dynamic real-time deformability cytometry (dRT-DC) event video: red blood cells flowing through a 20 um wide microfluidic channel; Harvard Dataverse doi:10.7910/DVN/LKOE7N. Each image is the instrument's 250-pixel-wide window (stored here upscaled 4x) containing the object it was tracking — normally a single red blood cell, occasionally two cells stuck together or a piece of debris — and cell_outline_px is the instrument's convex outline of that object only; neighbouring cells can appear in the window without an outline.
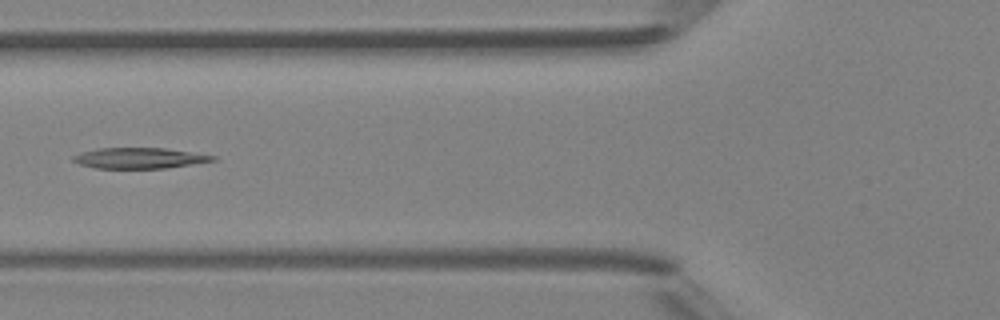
{"species": "Egyptian fruit bat (a non-hibernating species)", "species_latin": "Rousettus aegyptiacus", "temperature_condition": "room temperature", "stored_images_in_passage": 47, "camera_frame_rate_fps": 3000, "um_per_image_px": 0.085, "animal": {"sex": "female"}, "frame": {"image": 1, "passage_image": 18, "time_ms": 5.667, "image_size_px": [1000, 320], "cell_outline_px": [[216, 160], [164, 168], [96, 168], [80, 164], [72, 160], [72, 156], [80, 152], [100, 148], [164, 148], [216, 156]], "centroid_in_image_um": [11.8, 13.43], "position_along_channel_um": 114.0, "area_um2": 16.59}}
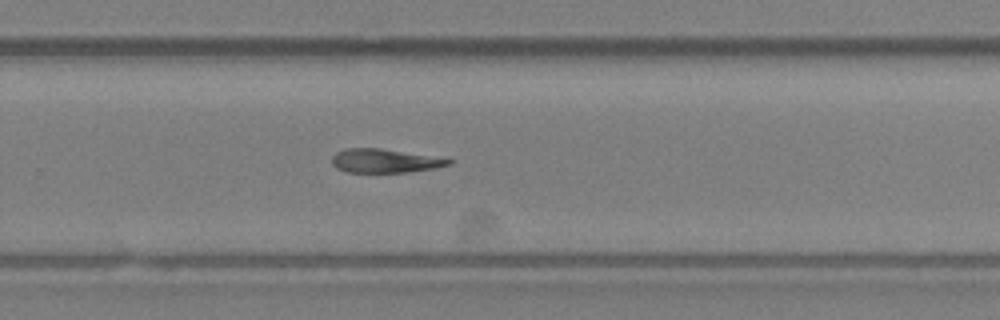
{"frame": {"image": 2, "passage_image": 31, "time_ms": 10.0, "image_size_px": [1000, 320], "cell_outline_px": [[452, 164], [436, 168], [408, 172], [348, 172], [336, 168], [332, 164], [332, 156], [336, 152], [344, 148], [380, 148], [452, 160]], "centroid_in_image_um": [32.64, 13.67], "position_along_channel_um": 297.2, "area_um2": 15.95}}
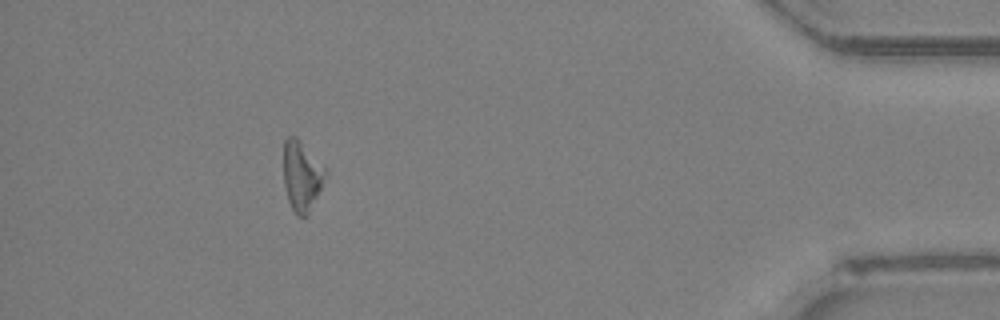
{"frame": {"image": 3, "passage_image": 43, "time_ms": 14.0, "image_size_px": [1000, 320], "cell_outline_px": [[328, 172], [308, 216], [296, 216], [288, 200], [284, 184], [284, 140], [288, 136], [296, 136], [328, 168]], "centroid_in_image_um": [25.67, 14.94], "position_along_channel_um": 409.5, "area_um2": 17.34}, "authors_computed_cell_mechanics": {"area_um2": 17.5134, "velocity_mm_per_s": 4.237, "shape_relaxation_time_tau1_ms": 7.7228, "shape_relaxation_time_tau2_ms": 5.6215, "deformation_change_tau1": 0.218, "deformation_change_tau2": 0.1631}}